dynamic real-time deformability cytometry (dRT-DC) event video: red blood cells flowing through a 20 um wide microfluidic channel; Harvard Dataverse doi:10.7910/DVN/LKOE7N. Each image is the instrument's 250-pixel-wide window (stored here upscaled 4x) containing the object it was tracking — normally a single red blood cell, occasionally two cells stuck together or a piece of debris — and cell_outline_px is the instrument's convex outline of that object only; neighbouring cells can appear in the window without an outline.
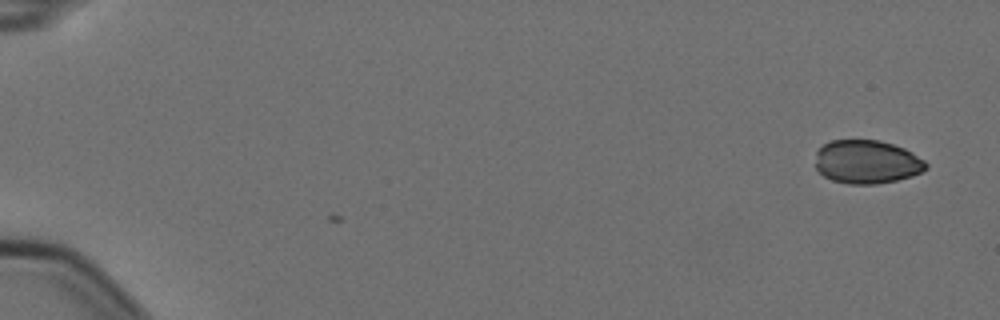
{"species": "Egyptian fruit bat (a non-hibernating species)", "species_latin": "Rousettus aegyptiacus", "temperature_condition": "cold", "stored_images_in_passage": 2, "camera_frame_rate_fps": 3000, "um_per_image_px": 0.085, "animal": {"sex": "female"}, "frame": {"image": 1, "passage_image": 1, "time_ms": 0.0, "image_size_px": [1000, 320], "cell_outline_px": [[928, 168], [912, 176], [896, 180], [876, 184], [848, 184], [832, 180], [824, 176], [816, 168], [816, 152], [824, 144], [832, 140], [880, 140], [904, 148], [912, 152], [924, 160], [928, 164]], "centroid_in_image_um": [73.69, 13.76], "position_along_channel_um": 11.3, "area_um2": 28.09}}